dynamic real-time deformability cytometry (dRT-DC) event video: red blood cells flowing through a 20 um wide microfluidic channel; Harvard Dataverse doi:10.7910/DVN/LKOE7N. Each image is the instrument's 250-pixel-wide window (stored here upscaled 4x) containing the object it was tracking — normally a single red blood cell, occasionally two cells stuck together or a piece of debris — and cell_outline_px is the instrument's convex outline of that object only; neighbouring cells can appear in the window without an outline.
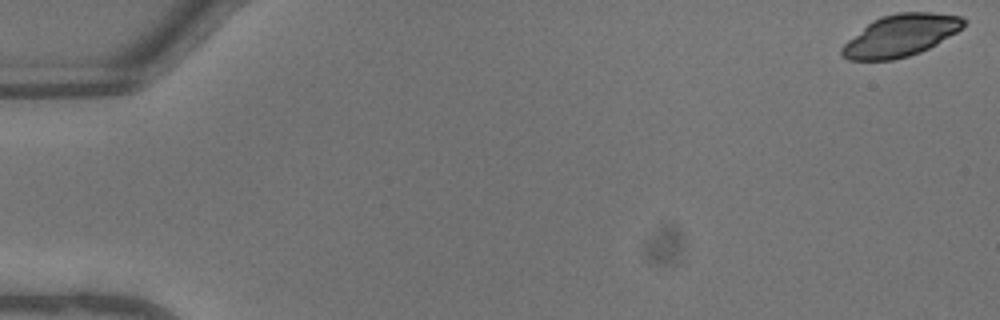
{"species": "common noctule bat (a hibernating species)", "species_latin": "Nyctalus noctula", "temperature_condition": "warm", "stored_images_in_passage": 44, "camera_frame_rate_fps": 3000, "um_per_image_px": 0.085, "animal": {"sex": "male", "body_mass_g": 13.3}, "frame": {"image": 1, "passage_image": 1, "time_ms": 0.0, "image_size_px": [1000, 320], "cell_outline_px": [[968, 20], [964, 28], [936, 44], [920, 52], [908, 56], [892, 60], [848, 60], [840, 56], [840, 48], [848, 40], [872, 20], [880, 16], [896, 12], [932, 12], [960, 16]], "centroid_in_image_um": [76.56, 3.01], "position_along_channel_um": 8.4, "area_um2": 29.94}}